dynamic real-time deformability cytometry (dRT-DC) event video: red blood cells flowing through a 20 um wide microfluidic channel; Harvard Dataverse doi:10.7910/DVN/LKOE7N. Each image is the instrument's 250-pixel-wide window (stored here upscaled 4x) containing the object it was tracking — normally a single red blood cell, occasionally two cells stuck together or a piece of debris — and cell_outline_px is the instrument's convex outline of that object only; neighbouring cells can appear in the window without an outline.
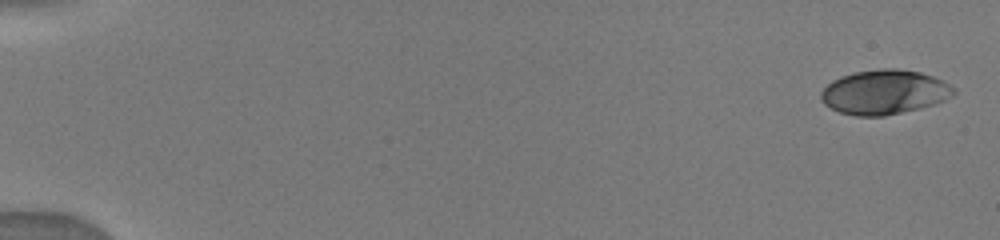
{"species": "human", "species_latin": "Homo sapiens", "temperature_condition": "warm", "stored_images_in_passage": 6, "camera_frame_rate_fps": 3000, "um_per_image_px": 0.085, "donor": {"sex": "male"}, "frame": {"image": 1, "passage_image": 1, "time_ms": 0.0, "image_size_px": [1000, 240], "cell_outline_px": [[956, 92], [952, 96], [944, 100], [920, 108], [884, 116], [856, 116], [840, 112], [824, 104], [820, 96], [820, 92], [832, 80], [840, 76], [856, 72], [884, 68], [896, 68], [920, 72], [932, 76], [956, 88]], "centroid_in_image_um": [75.16, 7.83], "position_along_channel_um": 9.8, "area_um2": 34.22}}